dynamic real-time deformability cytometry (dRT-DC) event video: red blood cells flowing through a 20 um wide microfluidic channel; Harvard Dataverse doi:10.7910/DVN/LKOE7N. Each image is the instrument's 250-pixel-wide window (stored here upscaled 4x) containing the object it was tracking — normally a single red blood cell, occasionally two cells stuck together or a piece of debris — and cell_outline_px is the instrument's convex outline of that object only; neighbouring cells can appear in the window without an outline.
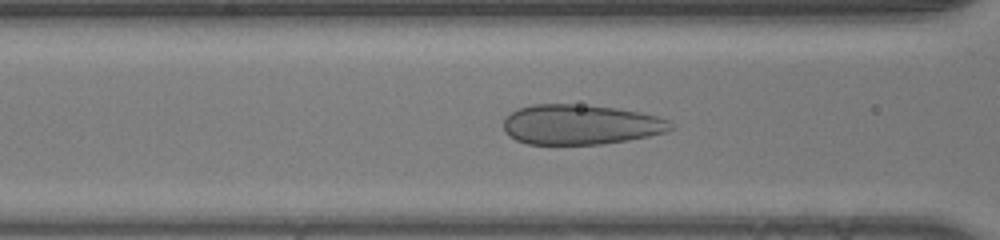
{"species": "human", "species_latin": "Homo sapiens", "temperature_condition": "room temperature", "stored_images_in_passage": 32, "camera_frame_rate_fps": 3000, "um_per_image_px": 0.085, "donor": {"sex": "male"}, "frame": {"image": 1, "passage_image": 6, "time_ms": 1.667, "image_size_px": [1000, 240], "cell_outline_px": [[676, 124], [672, 128], [664, 132], [648, 136], [628, 140], [600, 144], [528, 144], [516, 140], [508, 136], [504, 132], [504, 120], [512, 112], [520, 108], [532, 104], [572, 104], [616, 108], [640, 112], [672, 120]], "centroid_in_image_um": [49.36, 10.59], "position_along_channel_um": 117.2, "area_um2": 38.96}}
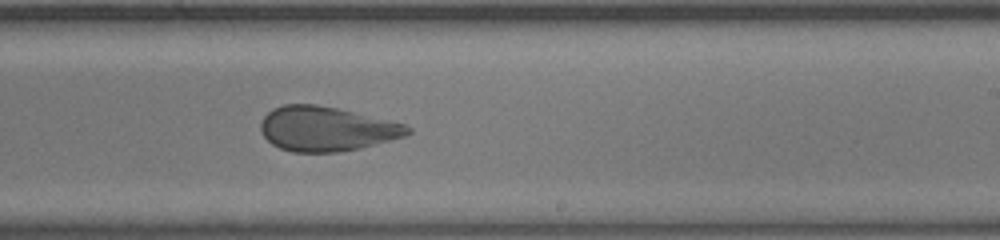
{"frame": {"image": 2, "passage_image": 16, "time_ms": 5.0, "image_size_px": [1000, 240], "cell_outline_px": [[412, 132], [404, 136], [360, 148], [336, 152], [292, 152], [280, 148], [272, 144], [260, 132], [260, 124], [264, 116], [272, 108], [284, 104], [316, 104], [336, 108], [388, 120], [404, 124], [412, 128]], "centroid_in_image_um": [27.71, 10.95], "position_along_channel_um": 261.3, "area_um2": 37.92}}
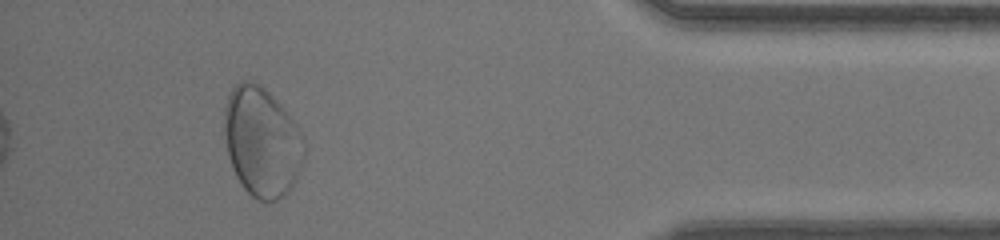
{"frame": {"image": 3, "passage_image": 29, "time_ms": 9.333, "image_size_px": [1000, 240], "cell_outline_px": [[304, 160], [288, 192], [284, 196], [276, 200], [256, 200], [240, 184], [232, 168], [228, 152], [224, 132], [224, 108], [228, 92], [240, 80], [252, 80], [260, 84], [280, 104], [296, 124], [304, 136]], "centroid_in_image_um": [22.24, 12.03], "position_along_channel_um": 413.0, "area_um2": 51.1}}